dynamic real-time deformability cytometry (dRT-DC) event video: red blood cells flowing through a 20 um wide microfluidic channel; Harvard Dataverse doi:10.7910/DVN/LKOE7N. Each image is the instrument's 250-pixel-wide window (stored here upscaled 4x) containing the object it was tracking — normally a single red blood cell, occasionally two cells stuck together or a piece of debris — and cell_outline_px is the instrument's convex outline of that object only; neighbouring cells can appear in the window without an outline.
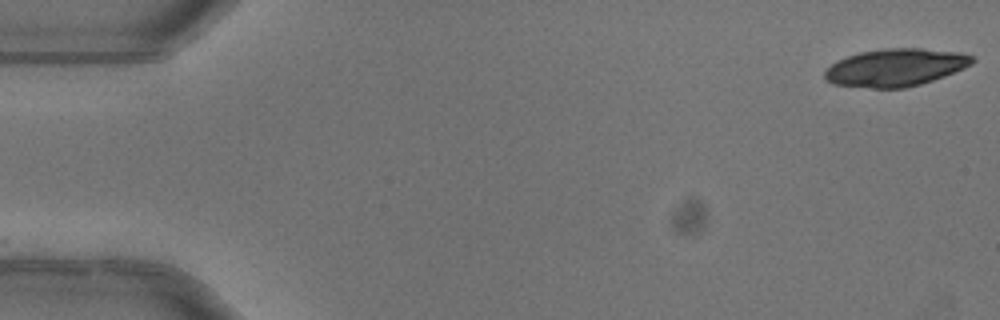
{"species": "common noctule bat (a hibernating species)", "species_latin": "Nyctalus noctula", "temperature_condition": "warm", "stored_images_in_passage": 5, "camera_frame_rate_fps": 3000, "um_per_image_px": 0.085, "animal": {"sex": "female"}, "frame": {"image": 1, "passage_image": 1, "time_ms": 0.0, "image_size_px": [1000, 320], "cell_outline_px": [[976, 60], [972, 64], [964, 68], [944, 76], [920, 84], [904, 88], [872, 88], [832, 84], [824, 76], [824, 72], [836, 60], [860, 52], [884, 48], [920, 48], [960, 52], [976, 56]], "centroid_in_image_um": [76.15, 5.73], "position_along_channel_um": 8.8, "area_um2": 32.37}}